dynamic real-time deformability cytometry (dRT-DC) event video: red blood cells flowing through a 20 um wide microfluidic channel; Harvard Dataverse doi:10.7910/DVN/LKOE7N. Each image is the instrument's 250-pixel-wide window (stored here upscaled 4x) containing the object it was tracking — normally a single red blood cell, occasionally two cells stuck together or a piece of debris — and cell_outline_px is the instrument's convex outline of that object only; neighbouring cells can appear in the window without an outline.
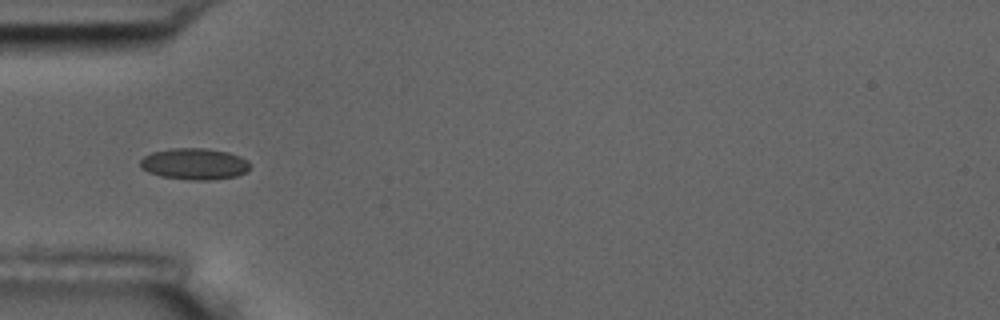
{"species": "common noctule bat (a hibernating species)", "species_latin": "Nyctalus noctula", "temperature_condition": "room temperature", "stored_images_in_passage": 39, "camera_frame_rate_fps": 3000, "um_per_image_px": 0.085, "animal": {"sex": "male", "body_mass_g": 17.5, "forearm_length_mm": 52.3}, "frame": {"image": 1, "passage_image": 1, "time_ms": 0.0, "image_size_px": [1000, 320], "cell_outline_px": [[252, 164], [248, 172], [236, 176], [208, 180], [192, 180], [160, 176], [148, 172], [140, 168], [140, 160], [144, 156], [152, 152], [172, 148], [204, 148], [228, 152], [240, 156], [248, 160]], "centroid_in_image_um": [16.55, 13.93], "position_along_channel_um": 68.5, "area_um2": 20.29}}
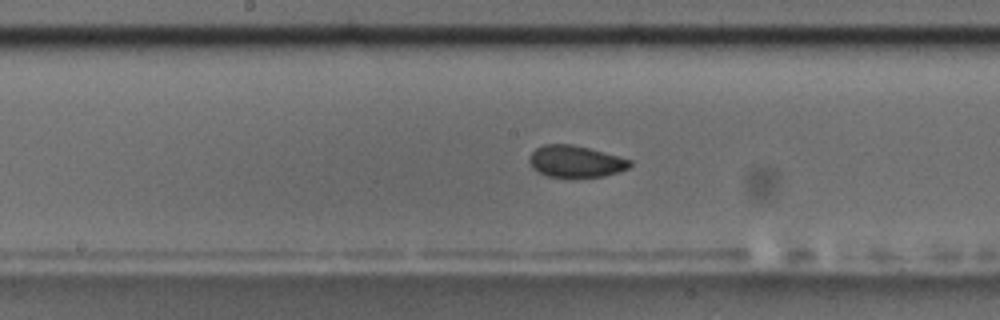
{"frame": {"image": 2, "passage_image": 12, "time_ms": 3.667, "image_size_px": [1000, 320], "cell_outline_px": [[632, 164], [628, 168], [620, 172], [604, 176], [572, 180], [568, 180], [548, 176], [532, 168], [528, 160], [528, 156], [536, 148], [544, 144], [572, 144], [588, 148], [632, 160]], "centroid_in_image_um": [48.91, 13.77], "position_along_channel_um": 199.3, "area_um2": 19.25}}
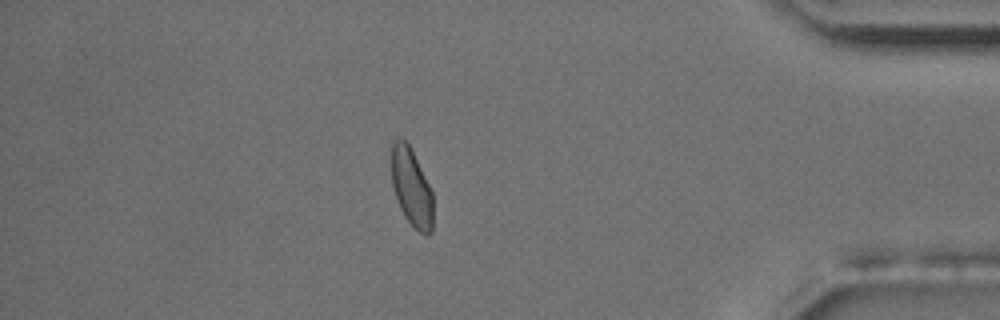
{"frame": {"image": 3, "passage_image": 32, "time_ms": 10.333, "image_size_px": [1000, 320], "cell_outline_px": [[432, 232], [428, 236], [424, 236], [404, 216], [400, 208], [392, 184], [392, 140], [404, 140], [408, 144], [432, 192]], "centroid_in_image_um": [34.98, 15.98], "position_along_channel_um": 400.2, "area_um2": 18.32}, "authors_computed_cell_mechanics": {"area_um2": 18.9006, "velocity_mm_per_s": 3.5808, "shape_relaxation_time_tau1_ms": 2.6893, "shape_relaxation_time_tau2_ms": 1.2407, "deformation_change_tau1": 0.0763, "deformation_change_tau2": 0.0408}}